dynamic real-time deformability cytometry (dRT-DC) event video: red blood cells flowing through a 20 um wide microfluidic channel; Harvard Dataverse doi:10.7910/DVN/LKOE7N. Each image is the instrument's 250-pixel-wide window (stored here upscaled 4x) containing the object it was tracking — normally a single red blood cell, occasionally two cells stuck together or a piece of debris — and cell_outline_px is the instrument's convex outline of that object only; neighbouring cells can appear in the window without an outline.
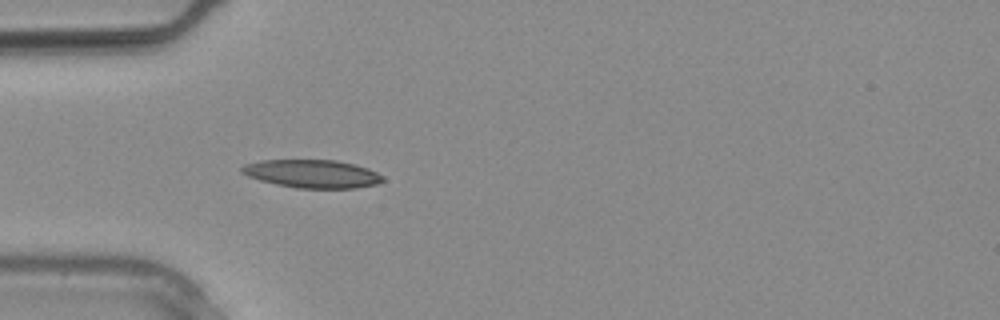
{"species": "common noctule bat (a hibernating species)", "species_latin": "Nyctalus noctula", "temperature_condition": "warm", "stored_images_in_passage": 4, "camera_frame_rate_fps": 3000, "um_per_image_px": 0.085, "animal": {"sex": "male", "body_mass_g": 20.4}, "frame": {"image": 1, "passage_image": 4, "time_ms": 1.0, "image_size_px": [1000, 320], "cell_outline_px": [[384, 180], [376, 184], [356, 188], [296, 188], [276, 184], [260, 180], [248, 176], [240, 172], [240, 168], [244, 164], [260, 160], [336, 160], [368, 168], [384, 176]], "centroid_in_image_um": [26.52, 14.77], "position_along_channel_um": 58.5, "area_um2": 23.12}}